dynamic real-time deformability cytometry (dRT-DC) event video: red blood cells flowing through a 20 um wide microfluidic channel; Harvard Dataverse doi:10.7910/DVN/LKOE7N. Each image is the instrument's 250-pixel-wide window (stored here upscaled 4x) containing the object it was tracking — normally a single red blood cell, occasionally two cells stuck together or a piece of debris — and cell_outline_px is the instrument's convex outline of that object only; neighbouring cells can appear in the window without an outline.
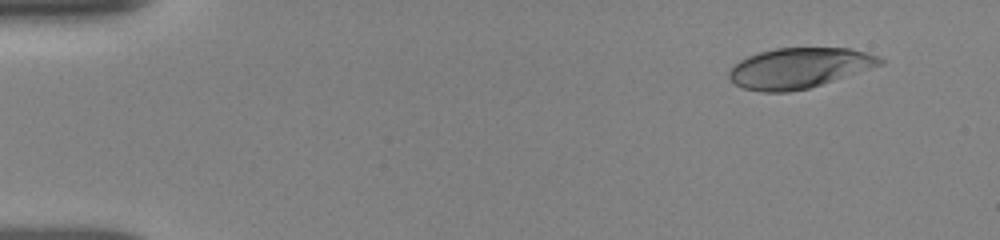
{"species": "human", "species_latin": "Homo sapiens", "temperature_condition": "room temperature", "stored_images_in_passage": 11, "camera_frame_rate_fps": 3000, "um_per_image_px": 0.085, "donor": {"sex": "female"}, "frame": {"image": 1, "passage_image": 2, "time_ms": 1.0, "image_size_px": [1000, 240], "cell_outline_px": [[884, 64], [808, 88], [788, 92], [760, 92], [744, 88], [736, 84], [728, 76], [728, 72], [740, 60], [748, 56], [760, 52], [776, 48], [848, 48], [868, 52], [880, 56], [884, 60]], "centroid_in_image_um": [67.95, 5.77], "position_along_channel_um": 17.1, "area_um2": 35.26}}
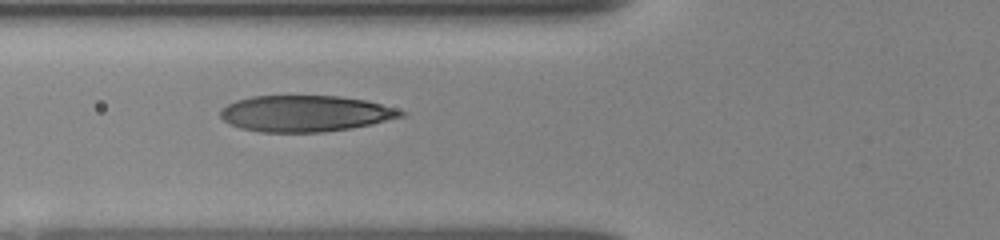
{"frame": {"image": 2, "passage_image": 8, "time_ms": 6.0, "image_size_px": [1000, 240], "cell_outline_px": [[408, 116], [372, 124], [324, 132], [260, 132], [240, 128], [228, 124], [220, 116], [220, 112], [228, 104], [236, 100], [252, 96], [340, 96], [364, 100], [380, 104], [408, 112]], "centroid_in_image_um": [25.97, 9.65], "position_along_channel_um": 99.8, "area_um2": 38.15}}
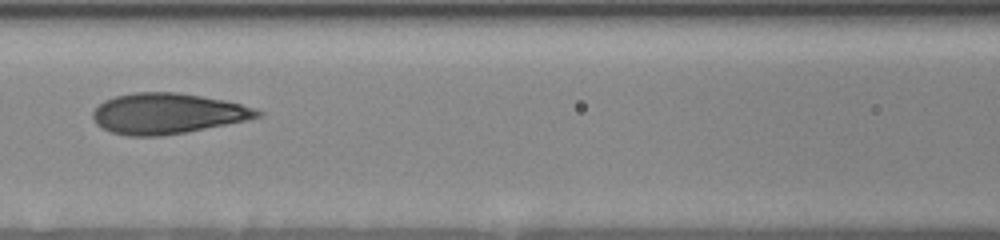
{"frame": {"image": 3, "passage_image": 10, "time_ms": 7.333, "image_size_px": [1000, 240], "cell_outline_px": [[264, 116], [188, 132], [160, 136], [128, 136], [112, 132], [96, 124], [92, 116], [92, 112], [104, 100], [116, 96], [136, 92], [176, 92], [224, 100], [256, 108], [264, 112]], "centroid_in_image_um": [14.25, 9.65], "position_along_channel_um": 152.4, "area_um2": 38.84}}